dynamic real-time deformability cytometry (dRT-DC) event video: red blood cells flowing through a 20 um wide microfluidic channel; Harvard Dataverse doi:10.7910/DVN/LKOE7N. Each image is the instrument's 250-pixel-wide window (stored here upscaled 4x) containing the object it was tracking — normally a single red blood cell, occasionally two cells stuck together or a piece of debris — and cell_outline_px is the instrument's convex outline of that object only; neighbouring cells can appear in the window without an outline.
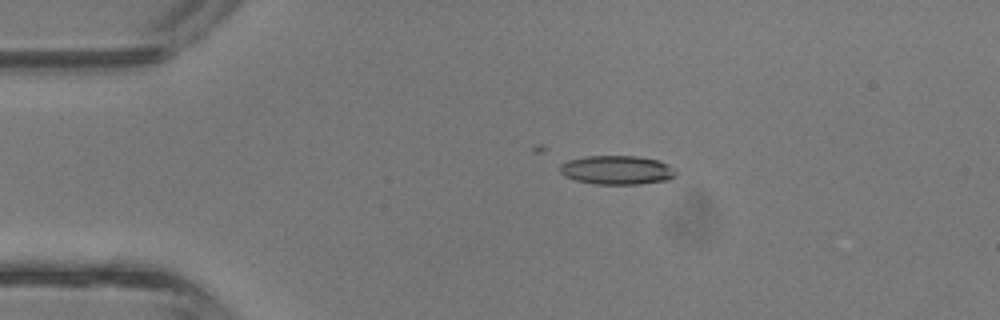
{"species": "common noctule bat (a hibernating species)", "species_latin": "Nyctalus noctula", "temperature_condition": "room temperature", "stored_images_in_passage": 3, "camera_frame_rate_fps": 3000, "um_per_image_px": 0.085, "animal": {"sex": "male", "body_mass_g": 13.3}, "frame": {"image": 1, "passage_image": 2, "time_ms": 0.333, "image_size_px": [1000, 320], "cell_outline_px": [[676, 176], [668, 180], [640, 184], [596, 184], [576, 180], [564, 176], [560, 172], [560, 164], [568, 160], [584, 156], [640, 156], [660, 160], [676, 168]], "centroid_in_image_um": [52.48, 14.44], "position_along_channel_um": 32.5, "area_um2": 19.83}}